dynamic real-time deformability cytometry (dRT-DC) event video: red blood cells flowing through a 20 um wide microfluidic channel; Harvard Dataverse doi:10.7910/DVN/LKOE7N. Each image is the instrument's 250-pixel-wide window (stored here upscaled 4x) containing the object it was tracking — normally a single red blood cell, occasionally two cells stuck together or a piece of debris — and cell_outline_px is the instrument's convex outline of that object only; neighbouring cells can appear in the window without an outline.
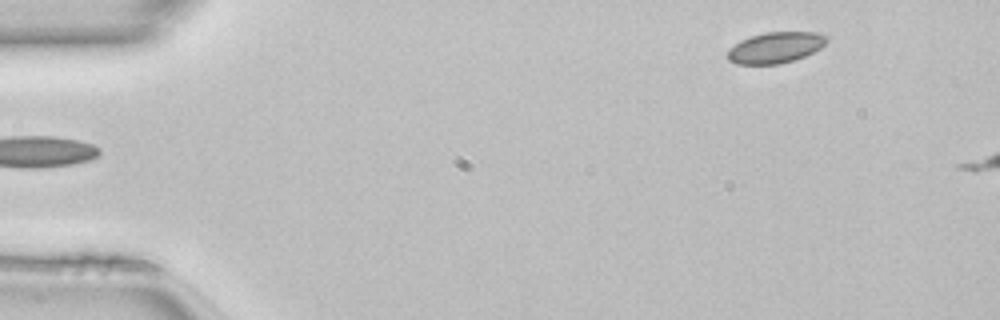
{"species": "common noctule bat (a hibernating species)", "species_latin": "Nyctalus noctula", "temperature_condition": "room temperature", "stored_images_in_passage": 4, "camera_frame_rate_fps": 3000, "um_per_image_px": 0.085, "animal": {"sex": "female", "body_mass_g": 22.7, "forearm_length_mm": 54.2}, "frame": {"image": 1, "passage_image": 2, "time_ms": 0.333, "image_size_px": [1000, 320], "cell_outline_px": [[828, 40], [820, 48], [804, 56], [780, 64], [736, 64], [728, 60], [728, 48], [740, 40], [764, 32], [820, 32], [828, 36]], "centroid_in_image_um": [65.91, 4.03], "position_along_channel_um": 19.1, "area_um2": 17.92}}